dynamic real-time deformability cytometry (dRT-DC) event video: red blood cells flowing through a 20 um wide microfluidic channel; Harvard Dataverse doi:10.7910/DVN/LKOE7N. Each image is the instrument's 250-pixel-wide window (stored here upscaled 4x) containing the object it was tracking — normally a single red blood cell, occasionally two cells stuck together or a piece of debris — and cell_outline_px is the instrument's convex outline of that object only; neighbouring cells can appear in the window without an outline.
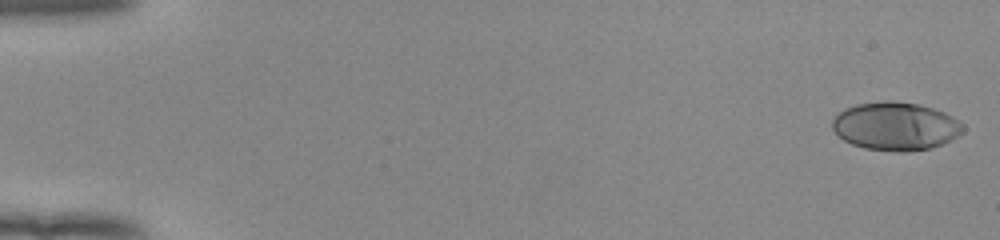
{"species": "human", "species_latin": "Homo sapiens", "temperature_condition": "room temperature", "stored_images_in_passage": 53, "camera_frame_rate_fps": 3000, "um_per_image_px": 0.085, "donor": {"sex": "female"}, "frame": {"image": 1, "passage_image": 1, "time_ms": 0.0, "image_size_px": [1000, 240], "cell_outline_px": [[964, 132], [932, 148], [904, 152], [896, 152], [864, 148], [852, 144], [844, 140], [832, 128], [832, 120], [844, 108], [856, 104], [884, 100], [892, 100], [916, 104], [932, 108], [944, 112], [960, 120], [964, 124]], "centroid_in_image_um": [76.12, 10.72], "position_along_channel_um": 8.9, "area_um2": 36.76}}
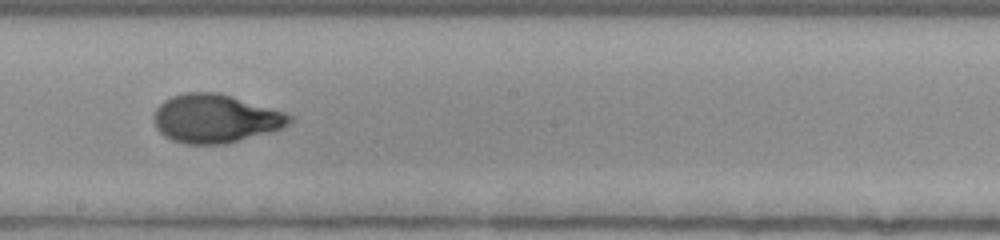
{"frame": {"image": 2, "passage_image": 31, "time_ms": 10.0, "image_size_px": [1000, 240], "cell_outline_px": [[296, 116], [288, 124], [280, 128], [224, 144], [184, 144], [172, 140], [164, 136], [156, 128], [152, 120], [152, 116], [156, 108], [164, 100], [172, 96], [184, 92], [216, 92], [232, 96], [288, 112]], "centroid_in_image_um": [18.28, 10.06], "position_along_channel_um": 229.9, "area_um2": 38.49}}
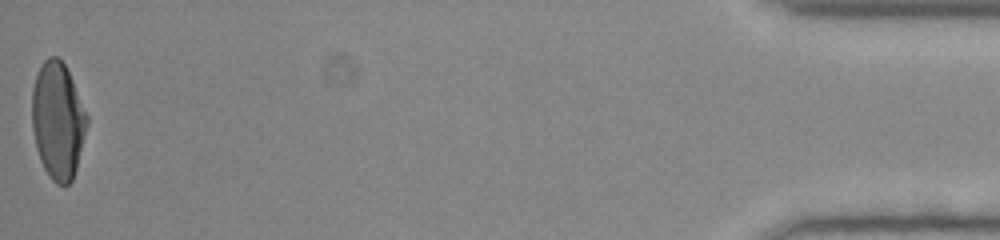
{"frame": {"image": 3, "passage_image": 53, "time_ms": 17.333, "image_size_px": [1000, 240], "cell_outline_px": [[88, 124], [76, 168], [72, 180], [64, 188], [56, 184], [48, 176], [40, 160], [36, 148], [32, 128], [32, 88], [36, 72], [44, 60], [48, 56], [56, 56], [64, 64], [72, 80], [88, 116]], "centroid_in_image_um": [4.9, 10.27], "position_along_channel_um": 430.3, "area_um2": 37.63}, "authors_computed_cell_mechanics": {"area_um2": 36.992, "velocity_mm_per_s": 3.9349, "shape_relaxation_time_tau1_ms": 3.9847, "shape_relaxation_time_tau2_ms": null, "deformation_change_tau1": 0.2033, "deformation_change_tau2": null}}